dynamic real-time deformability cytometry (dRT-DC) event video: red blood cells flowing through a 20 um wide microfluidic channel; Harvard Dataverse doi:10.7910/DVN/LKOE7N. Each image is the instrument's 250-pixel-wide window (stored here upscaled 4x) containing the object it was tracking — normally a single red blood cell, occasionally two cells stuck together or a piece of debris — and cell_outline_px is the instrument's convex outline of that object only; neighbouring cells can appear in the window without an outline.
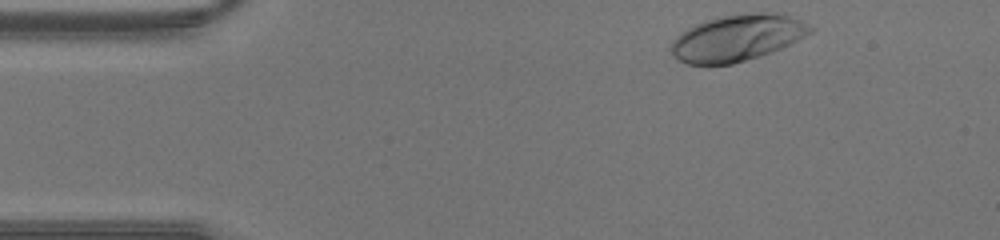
{"species": "human", "species_latin": "Homo sapiens", "temperature_condition": "warm", "stored_images_in_passage": 32, "camera_frame_rate_fps": 3000, "um_per_image_px": 0.085, "donor": {"sex": "male"}, "frame": {"image": 1, "passage_image": 1, "time_ms": 0.0, "image_size_px": [1000, 240], "cell_outline_px": [[816, 28], [812, 32], [772, 52], [760, 56], [732, 64], [688, 64], [672, 56], [668, 48], [672, 40], [680, 32], [704, 20], [720, 16], [756, 12], [768, 12], [788, 16], [800, 20]], "centroid_in_image_um": [62.61, 3.22], "position_along_channel_um": 22.4, "area_um2": 37.63}}
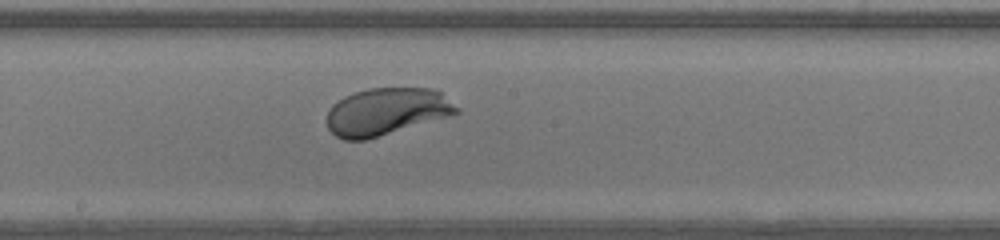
{"frame": {"image": 2, "passage_image": 18, "time_ms": 5.667, "image_size_px": [1000, 240], "cell_outline_px": [[460, 112], [364, 140], [344, 140], [336, 136], [328, 128], [328, 108], [332, 104], [344, 96], [368, 88], [432, 88], [440, 92], [460, 108]], "centroid_in_image_um": [32.82, 9.47], "position_along_channel_um": 215.4, "area_um2": 35.2}}
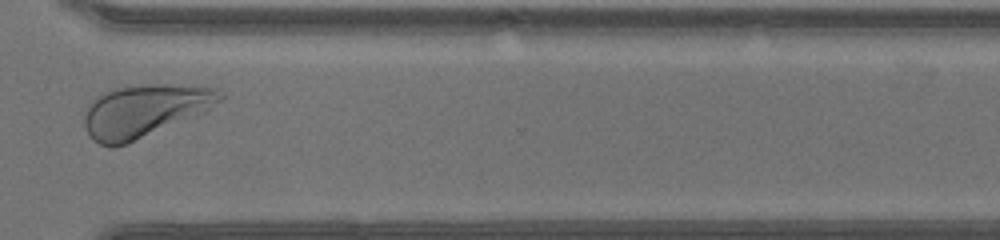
{"frame": {"image": 3, "passage_image": 27, "time_ms": 8.667, "image_size_px": [1000, 240], "cell_outline_px": [[224, 96], [208, 112], [124, 144], [108, 148], [92, 140], [84, 124], [84, 108], [96, 96], [104, 92], [116, 88], [144, 84], [168, 84], [216, 88], [224, 92]], "centroid_in_image_um": [12.29, 9.41], "position_along_channel_um": 358.3, "area_um2": 41.79}}